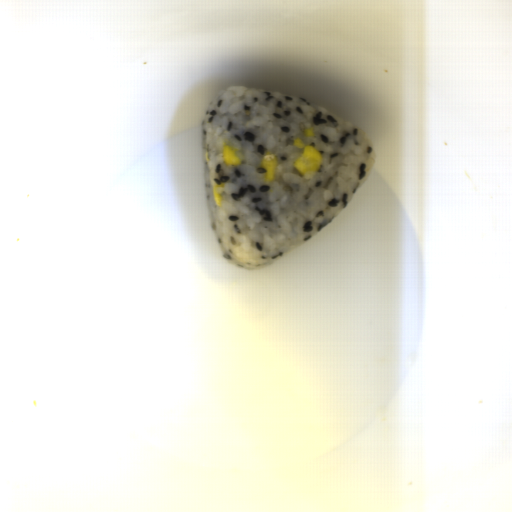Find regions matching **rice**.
Segmentation results:
<instances>
[{
    "instance_id": "652b925c",
    "label": "rice",
    "mask_w": 512,
    "mask_h": 512,
    "mask_svg": "<svg viewBox=\"0 0 512 512\" xmlns=\"http://www.w3.org/2000/svg\"><path fill=\"white\" fill-rule=\"evenodd\" d=\"M300 137L322 154L318 174L302 177L293 166ZM208 212L220 252L240 269H260L324 229L352 201L375 162L359 125L309 101L278 91L232 85L207 105L200 124ZM242 159L225 166L224 145ZM279 163L273 182L261 160ZM225 184L222 205L213 187Z\"/></svg>"
}]
</instances>
